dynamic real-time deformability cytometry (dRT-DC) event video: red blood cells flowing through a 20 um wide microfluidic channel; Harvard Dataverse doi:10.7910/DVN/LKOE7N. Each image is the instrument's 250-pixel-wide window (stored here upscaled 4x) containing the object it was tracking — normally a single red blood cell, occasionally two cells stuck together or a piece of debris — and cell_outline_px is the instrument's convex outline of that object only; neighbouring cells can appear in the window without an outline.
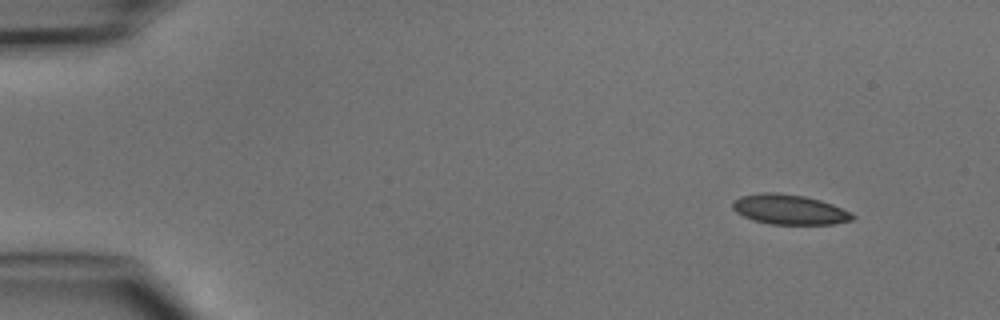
{"species": "common noctule bat (a hibernating species)", "species_latin": "Nyctalus noctula", "temperature_condition": "cold", "stored_images_in_passage": 3, "camera_frame_rate_fps": 3000, "um_per_image_px": 0.085, "animal": {"sex": "male", "body_mass_g": 15.6}, "frame": {"image": 1, "passage_image": 1, "time_ms": 0.0, "image_size_px": [1000, 320], "cell_outline_px": [[856, 216], [852, 220], [836, 224], [772, 224], [752, 220], [736, 212], [732, 208], [732, 204], [740, 196], [760, 192], [776, 192], [804, 196], [820, 200], [832, 204]], "centroid_in_image_um": [67.08, 17.8], "position_along_channel_um": 17.9, "area_um2": 20.81}}